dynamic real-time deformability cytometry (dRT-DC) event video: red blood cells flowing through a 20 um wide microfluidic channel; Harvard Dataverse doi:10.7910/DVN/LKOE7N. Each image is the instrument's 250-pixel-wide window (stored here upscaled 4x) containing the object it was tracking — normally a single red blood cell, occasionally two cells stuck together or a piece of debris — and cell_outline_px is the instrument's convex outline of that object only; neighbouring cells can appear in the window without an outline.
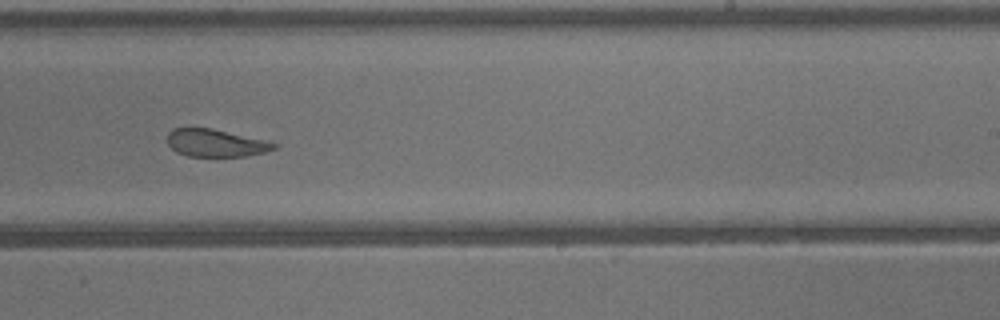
{"species": "common noctule bat (a hibernating species)", "species_latin": "Nyctalus noctula", "temperature_condition": "warm", "stored_images_in_passage": 37, "camera_frame_rate_fps": 3000, "um_per_image_px": 0.085, "animal": {"sex": "male", "body_mass_g": 13.3}, "frame": {"image": 1, "passage_image": 22, "time_ms": 7.0, "image_size_px": [1000, 320], "cell_outline_px": [[276, 148], [264, 152], [248, 156], [188, 156], [176, 152], [168, 144], [168, 132], [172, 128], [212, 128], [264, 140], [276, 144]], "centroid_in_image_um": [18.3, 12.15], "position_along_channel_um": 270.7, "area_um2": 16.94}}